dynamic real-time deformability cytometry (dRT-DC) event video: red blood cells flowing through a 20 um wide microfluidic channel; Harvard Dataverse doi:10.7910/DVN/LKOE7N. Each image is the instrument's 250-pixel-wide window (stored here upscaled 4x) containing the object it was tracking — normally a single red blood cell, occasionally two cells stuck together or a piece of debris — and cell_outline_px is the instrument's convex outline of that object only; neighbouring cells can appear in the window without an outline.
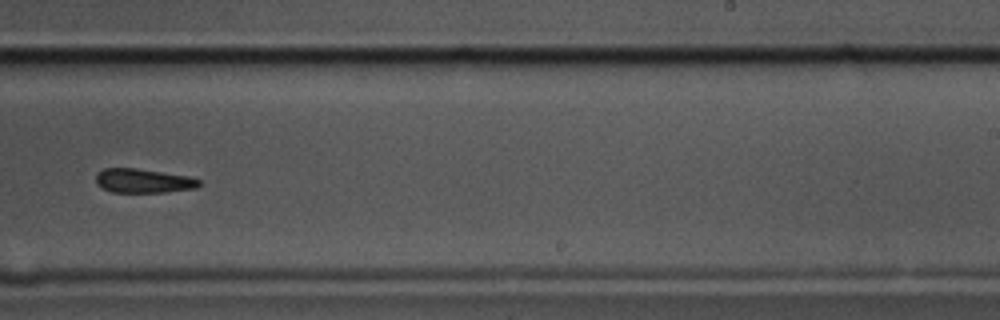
{"species": "common noctule bat (a hibernating species)", "species_latin": "Nyctalus noctula", "temperature_condition": "cold", "stored_images_in_passage": 10, "camera_frame_rate_fps": 3000, "um_per_image_px": 0.085, "animal": {"sex": "male", "body_mass_g": 17.5, "forearm_length_mm": 52.3}, "frame": {"image": 1, "passage_image": 10, "time_ms": 3.0, "image_size_px": [1000, 320], "cell_outline_px": [[200, 184], [196, 188], [164, 192], [112, 192], [96, 184], [96, 172], [104, 168], [136, 168], [188, 176], [200, 180]], "centroid_in_image_um": [12.15, 15.36], "position_along_channel_um": 276.8, "area_um2": 14.45}}